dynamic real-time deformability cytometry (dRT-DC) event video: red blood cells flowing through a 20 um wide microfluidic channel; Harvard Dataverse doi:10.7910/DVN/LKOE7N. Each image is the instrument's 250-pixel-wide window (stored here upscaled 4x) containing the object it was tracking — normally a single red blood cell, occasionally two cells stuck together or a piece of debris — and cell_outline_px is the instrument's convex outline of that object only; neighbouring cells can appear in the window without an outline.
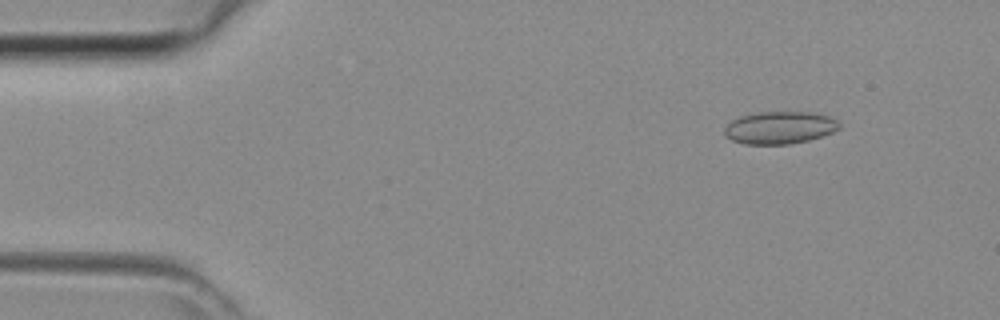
{"species": "common noctule bat (a hibernating species)", "species_latin": "Nyctalus noctula", "temperature_condition": "room temperature", "stored_images_in_passage": 44, "camera_frame_rate_fps": 3000, "um_per_image_px": 0.085, "animal": {"sex": "female", "body_mass_g": 29.2, "forearm_length_mm": 56.3}, "frame": {"image": 1, "passage_image": 5, "time_ms": 1.333, "image_size_px": [1000, 320], "cell_outline_px": [[840, 128], [832, 132], [808, 140], [788, 144], [744, 144], [732, 140], [724, 136], [724, 128], [732, 120], [740, 116], [760, 112], [812, 112], [828, 116], [836, 120], [840, 124]], "centroid_in_image_um": [66.25, 10.85], "position_along_channel_um": 18.8, "area_um2": 21.62}}
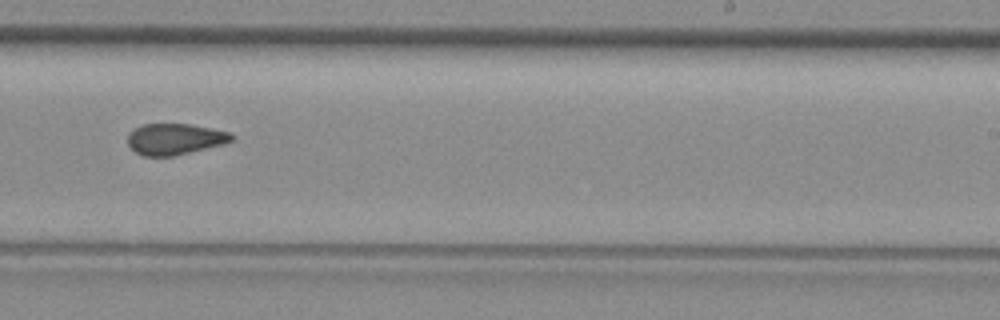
{"frame": {"image": 2, "passage_image": 27, "time_ms": 8.667, "image_size_px": [1000, 320], "cell_outline_px": [[236, 136], [232, 140], [224, 144], [172, 156], [144, 156], [136, 152], [128, 144], [128, 132], [144, 124], [188, 124], [212, 128], [232, 132]], "centroid_in_image_um": [14.89, 11.81], "position_along_channel_um": 274.1, "area_um2": 18.84}}
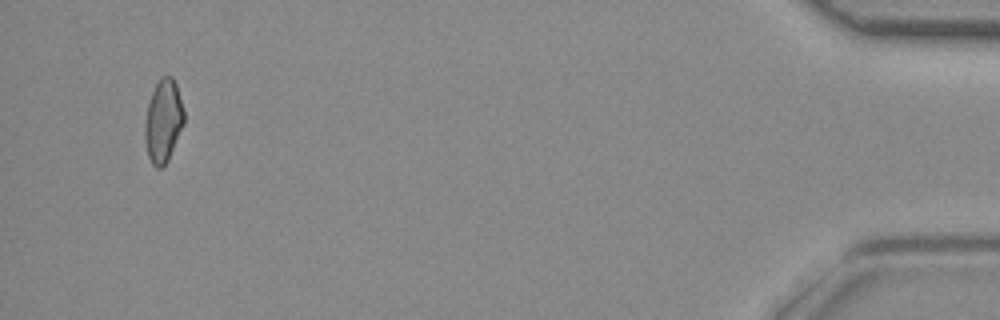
{"frame": {"image": 3, "passage_image": 42, "time_ms": 13.667, "image_size_px": [1000, 320], "cell_outline_px": [[184, 124], [168, 160], [160, 168], [156, 168], [152, 164], [148, 156], [144, 136], [144, 120], [148, 104], [152, 92], [160, 76], [172, 76], [176, 84], [184, 112]], "centroid_in_image_um": [13.86, 10.28], "position_along_channel_um": 421.3, "area_um2": 18.9}}